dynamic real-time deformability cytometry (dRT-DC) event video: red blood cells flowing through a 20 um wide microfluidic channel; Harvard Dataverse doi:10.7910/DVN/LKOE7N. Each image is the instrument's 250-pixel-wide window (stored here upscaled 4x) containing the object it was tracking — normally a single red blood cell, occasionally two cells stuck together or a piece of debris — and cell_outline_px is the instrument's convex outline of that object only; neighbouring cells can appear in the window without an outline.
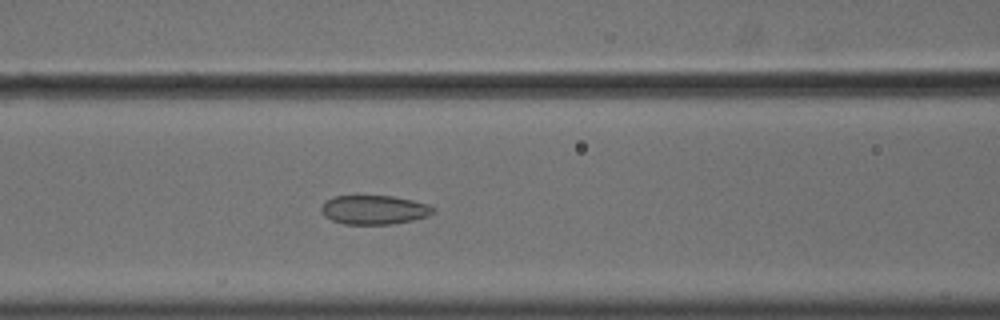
{"species": "common noctule bat (a hibernating species)", "species_latin": "Nyctalus noctula", "temperature_condition": "cold", "stored_images_in_passage": 56, "camera_frame_rate_fps": 3000, "um_per_image_px": 0.085, "animal": {"sex": "male", "body_mass_g": 18.8}, "frame": {"image": 1, "passage_image": 25, "time_ms": 8.0, "image_size_px": [1000, 320], "cell_outline_px": [[436, 212], [428, 216], [412, 220], [392, 224], [344, 224], [332, 220], [324, 216], [320, 212], [320, 208], [324, 200], [336, 196], [392, 196], [412, 200], [428, 204], [436, 208]], "centroid_in_image_um": [31.8, 17.83], "position_along_channel_um": 134.8, "area_um2": 19.13}}
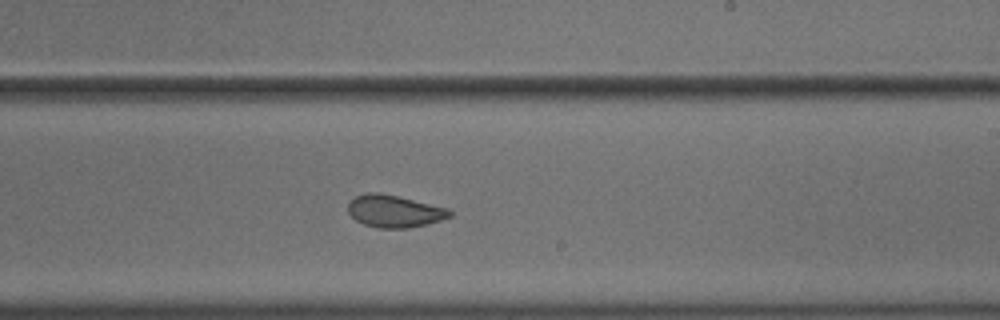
{"frame": {"image": 2, "passage_image": 35, "time_ms": 11.333, "image_size_px": [1000, 320], "cell_outline_px": [[452, 216], [428, 224], [408, 228], [376, 228], [364, 224], [356, 220], [348, 212], [348, 204], [356, 196], [364, 192], [380, 192], [448, 208], [452, 212]], "centroid_in_image_um": [33.51, 17.95], "position_along_channel_um": 255.5, "area_um2": 19.13}}
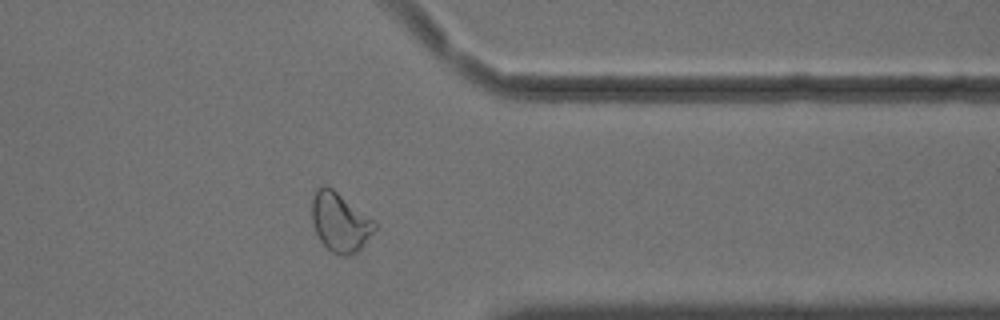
{"frame": {"image": 3, "passage_image": 46, "time_ms": 15.0, "image_size_px": [1000, 320], "cell_outline_px": [[376, 228], [360, 248], [356, 252], [348, 256], [340, 256], [332, 252], [320, 240], [312, 224], [312, 196], [316, 188], [324, 184], [332, 188], [372, 220], [376, 224]], "centroid_in_image_um": [28.85, 18.88], "position_along_channel_um": 382.6, "area_um2": 21.21}, "authors_computed_cell_mechanics": {"area_um2": 21.7328, "velocity_mm_per_s": 3.6234, "shape_relaxation_time_tau1_ms": null, "shape_relaxation_time_tau2_ms": 1.7914, "deformation_change_tau1": null, "deformation_change_tau2": 0.0613}}